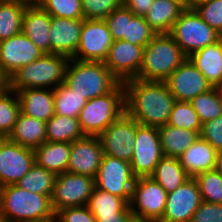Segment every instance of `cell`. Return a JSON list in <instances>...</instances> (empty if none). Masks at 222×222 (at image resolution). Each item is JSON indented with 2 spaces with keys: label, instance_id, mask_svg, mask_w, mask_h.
<instances>
[{
  "label": "cell",
  "instance_id": "10",
  "mask_svg": "<svg viewBox=\"0 0 222 222\" xmlns=\"http://www.w3.org/2000/svg\"><path fill=\"white\" fill-rule=\"evenodd\" d=\"M136 178L129 162L103 155L95 177V187L119 196L129 204Z\"/></svg>",
  "mask_w": 222,
  "mask_h": 222
},
{
  "label": "cell",
  "instance_id": "32",
  "mask_svg": "<svg viewBox=\"0 0 222 222\" xmlns=\"http://www.w3.org/2000/svg\"><path fill=\"white\" fill-rule=\"evenodd\" d=\"M83 136L78 118L55 114L46 122V141L48 142L72 143Z\"/></svg>",
  "mask_w": 222,
  "mask_h": 222
},
{
  "label": "cell",
  "instance_id": "36",
  "mask_svg": "<svg viewBox=\"0 0 222 222\" xmlns=\"http://www.w3.org/2000/svg\"><path fill=\"white\" fill-rule=\"evenodd\" d=\"M190 103L202 123L222 115V99L216 87L197 95Z\"/></svg>",
  "mask_w": 222,
  "mask_h": 222
},
{
  "label": "cell",
  "instance_id": "13",
  "mask_svg": "<svg viewBox=\"0 0 222 222\" xmlns=\"http://www.w3.org/2000/svg\"><path fill=\"white\" fill-rule=\"evenodd\" d=\"M163 156L158 128L137 122L134 153L130 161L133 174L136 177H149Z\"/></svg>",
  "mask_w": 222,
  "mask_h": 222
},
{
  "label": "cell",
  "instance_id": "1",
  "mask_svg": "<svg viewBox=\"0 0 222 222\" xmlns=\"http://www.w3.org/2000/svg\"><path fill=\"white\" fill-rule=\"evenodd\" d=\"M125 112L140 125L160 127L168 124L176 102L165 81H145L138 78L123 82Z\"/></svg>",
  "mask_w": 222,
  "mask_h": 222
},
{
  "label": "cell",
  "instance_id": "40",
  "mask_svg": "<svg viewBox=\"0 0 222 222\" xmlns=\"http://www.w3.org/2000/svg\"><path fill=\"white\" fill-rule=\"evenodd\" d=\"M50 16L84 19L81 0H39L37 2Z\"/></svg>",
  "mask_w": 222,
  "mask_h": 222
},
{
  "label": "cell",
  "instance_id": "14",
  "mask_svg": "<svg viewBox=\"0 0 222 222\" xmlns=\"http://www.w3.org/2000/svg\"><path fill=\"white\" fill-rule=\"evenodd\" d=\"M113 39L105 20L83 19L80 42L72 59L104 62Z\"/></svg>",
  "mask_w": 222,
  "mask_h": 222
},
{
  "label": "cell",
  "instance_id": "51",
  "mask_svg": "<svg viewBox=\"0 0 222 222\" xmlns=\"http://www.w3.org/2000/svg\"><path fill=\"white\" fill-rule=\"evenodd\" d=\"M133 222H159V221L135 218Z\"/></svg>",
  "mask_w": 222,
  "mask_h": 222
},
{
  "label": "cell",
  "instance_id": "12",
  "mask_svg": "<svg viewBox=\"0 0 222 222\" xmlns=\"http://www.w3.org/2000/svg\"><path fill=\"white\" fill-rule=\"evenodd\" d=\"M137 121L124 112L100 135L104 155L130 163L136 139Z\"/></svg>",
  "mask_w": 222,
  "mask_h": 222
},
{
  "label": "cell",
  "instance_id": "2",
  "mask_svg": "<svg viewBox=\"0 0 222 222\" xmlns=\"http://www.w3.org/2000/svg\"><path fill=\"white\" fill-rule=\"evenodd\" d=\"M0 216L2 222L55 221L51 197L26 191L17 184L0 187Z\"/></svg>",
  "mask_w": 222,
  "mask_h": 222
},
{
  "label": "cell",
  "instance_id": "9",
  "mask_svg": "<svg viewBox=\"0 0 222 222\" xmlns=\"http://www.w3.org/2000/svg\"><path fill=\"white\" fill-rule=\"evenodd\" d=\"M167 194L150 176L137 177L132 187L130 210L136 218L160 221Z\"/></svg>",
  "mask_w": 222,
  "mask_h": 222
},
{
  "label": "cell",
  "instance_id": "11",
  "mask_svg": "<svg viewBox=\"0 0 222 222\" xmlns=\"http://www.w3.org/2000/svg\"><path fill=\"white\" fill-rule=\"evenodd\" d=\"M113 41L124 40L145 47L157 34L144 16L134 15L123 5L113 10L105 19Z\"/></svg>",
  "mask_w": 222,
  "mask_h": 222
},
{
  "label": "cell",
  "instance_id": "17",
  "mask_svg": "<svg viewBox=\"0 0 222 222\" xmlns=\"http://www.w3.org/2000/svg\"><path fill=\"white\" fill-rule=\"evenodd\" d=\"M176 101L190 102L197 95L212 89V85L187 58L165 80Z\"/></svg>",
  "mask_w": 222,
  "mask_h": 222
},
{
  "label": "cell",
  "instance_id": "50",
  "mask_svg": "<svg viewBox=\"0 0 222 222\" xmlns=\"http://www.w3.org/2000/svg\"><path fill=\"white\" fill-rule=\"evenodd\" d=\"M215 171H217L222 176V150L218 151L217 153V159L215 162Z\"/></svg>",
  "mask_w": 222,
  "mask_h": 222
},
{
  "label": "cell",
  "instance_id": "8",
  "mask_svg": "<svg viewBox=\"0 0 222 222\" xmlns=\"http://www.w3.org/2000/svg\"><path fill=\"white\" fill-rule=\"evenodd\" d=\"M95 188V178L64 172L56 175L51 204L54 212L88 204Z\"/></svg>",
  "mask_w": 222,
  "mask_h": 222
},
{
  "label": "cell",
  "instance_id": "24",
  "mask_svg": "<svg viewBox=\"0 0 222 222\" xmlns=\"http://www.w3.org/2000/svg\"><path fill=\"white\" fill-rule=\"evenodd\" d=\"M188 59L212 87L222 83V37L217 42L192 53Z\"/></svg>",
  "mask_w": 222,
  "mask_h": 222
},
{
  "label": "cell",
  "instance_id": "49",
  "mask_svg": "<svg viewBox=\"0 0 222 222\" xmlns=\"http://www.w3.org/2000/svg\"><path fill=\"white\" fill-rule=\"evenodd\" d=\"M209 0H182L183 6L187 10H194L198 6L207 3Z\"/></svg>",
  "mask_w": 222,
  "mask_h": 222
},
{
  "label": "cell",
  "instance_id": "20",
  "mask_svg": "<svg viewBox=\"0 0 222 222\" xmlns=\"http://www.w3.org/2000/svg\"><path fill=\"white\" fill-rule=\"evenodd\" d=\"M144 47L124 40L113 41L104 64L120 80L136 78L142 63Z\"/></svg>",
  "mask_w": 222,
  "mask_h": 222
},
{
  "label": "cell",
  "instance_id": "16",
  "mask_svg": "<svg viewBox=\"0 0 222 222\" xmlns=\"http://www.w3.org/2000/svg\"><path fill=\"white\" fill-rule=\"evenodd\" d=\"M202 201L197 182L190 177L175 191L167 194L165 210L159 222H191Z\"/></svg>",
  "mask_w": 222,
  "mask_h": 222
},
{
  "label": "cell",
  "instance_id": "27",
  "mask_svg": "<svg viewBox=\"0 0 222 222\" xmlns=\"http://www.w3.org/2000/svg\"><path fill=\"white\" fill-rule=\"evenodd\" d=\"M7 138L23 147L35 150L46 141V122L20 112Z\"/></svg>",
  "mask_w": 222,
  "mask_h": 222
},
{
  "label": "cell",
  "instance_id": "39",
  "mask_svg": "<svg viewBox=\"0 0 222 222\" xmlns=\"http://www.w3.org/2000/svg\"><path fill=\"white\" fill-rule=\"evenodd\" d=\"M203 201L222 204V176L215 170L194 176Z\"/></svg>",
  "mask_w": 222,
  "mask_h": 222
},
{
  "label": "cell",
  "instance_id": "44",
  "mask_svg": "<svg viewBox=\"0 0 222 222\" xmlns=\"http://www.w3.org/2000/svg\"><path fill=\"white\" fill-rule=\"evenodd\" d=\"M55 222H96L87 205L60 209L55 213Z\"/></svg>",
  "mask_w": 222,
  "mask_h": 222
},
{
  "label": "cell",
  "instance_id": "48",
  "mask_svg": "<svg viewBox=\"0 0 222 222\" xmlns=\"http://www.w3.org/2000/svg\"><path fill=\"white\" fill-rule=\"evenodd\" d=\"M10 89V77L4 72L0 66V95L6 93Z\"/></svg>",
  "mask_w": 222,
  "mask_h": 222
},
{
  "label": "cell",
  "instance_id": "45",
  "mask_svg": "<svg viewBox=\"0 0 222 222\" xmlns=\"http://www.w3.org/2000/svg\"><path fill=\"white\" fill-rule=\"evenodd\" d=\"M191 222H222V204L202 201Z\"/></svg>",
  "mask_w": 222,
  "mask_h": 222
},
{
  "label": "cell",
  "instance_id": "4",
  "mask_svg": "<svg viewBox=\"0 0 222 222\" xmlns=\"http://www.w3.org/2000/svg\"><path fill=\"white\" fill-rule=\"evenodd\" d=\"M64 83L87 101L114 90L121 82L104 62L70 59Z\"/></svg>",
  "mask_w": 222,
  "mask_h": 222
},
{
  "label": "cell",
  "instance_id": "30",
  "mask_svg": "<svg viewBox=\"0 0 222 222\" xmlns=\"http://www.w3.org/2000/svg\"><path fill=\"white\" fill-rule=\"evenodd\" d=\"M150 177L167 193L175 191L190 178L178 158L166 156L160 159Z\"/></svg>",
  "mask_w": 222,
  "mask_h": 222
},
{
  "label": "cell",
  "instance_id": "28",
  "mask_svg": "<svg viewBox=\"0 0 222 222\" xmlns=\"http://www.w3.org/2000/svg\"><path fill=\"white\" fill-rule=\"evenodd\" d=\"M71 143L45 141L35 150V163L56 175L67 172Z\"/></svg>",
  "mask_w": 222,
  "mask_h": 222
},
{
  "label": "cell",
  "instance_id": "18",
  "mask_svg": "<svg viewBox=\"0 0 222 222\" xmlns=\"http://www.w3.org/2000/svg\"><path fill=\"white\" fill-rule=\"evenodd\" d=\"M103 155L99 136L84 135L71 143L67 172L95 178Z\"/></svg>",
  "mask_w": 222,
  "mask_h": 222
},
{
  "label": "cell",
  "instance_id": "29",
  "mask_svg": "<svg viewBox=\"0 0 222 222\" xmlns=\"http://www.w3.org/2000/svg\"><path fill=\"white\" fill-rule=\"evenodd\" d=\"M163 155L179 158L200 135L187 129L173 127L168 124L158 127Z\"/></svg>",
  "mask_w": 222,
  "mask_h": 222
},
{
  "label": "cell",
  "instance_id": "42",
  "mask_svg": "<svg viewBox=\"0 0 222 222\" xmlns=\"http://www.w3.org/2000/svg\"><path fill=\"white\" fill-rule=\"evenodd\" d=\"M194 10L210 27L222 36V0H209Z\"/></svg>",
  "mask_w": 222,
  "mask_h": 222
},
{
  "label": "cell",
  "instance_id": "41",
  "mask_svg": "<svg viewBox=\"0 0 222 222\" xmlns=\"http://www.w3.org/2000/svg\"><path fill=\"white\" fill-rule=\"evenodd\" d=\"M84 19L104 20L122 6V0H81Z\"/></svg>",
  "mask_w": 222,
  "mask_h": 222
},
{
  "label": "cell",
  "instance_id": "23",
  "mask_svg": "<svg viewBox=\"0 0 222 222\" xmlns=\"http://www.w3.org/2000/svg\"><path fill=\"white\" fill-rule=\"evenodd\" d=\"M20 102V112L47 122L55 115L53 89L31 88L15 91Z\"/></svg>",
  "mask_w": 222,
  "mask_h": 222
},
{
  "label": "cell",
  "instance_id": "7",
  "mask_svg": "<svg viewBox=\"0 0 222 222\" xmlns=\"http://www.w3.org/2000/svg\"><path fill=\"white\" fill-rule=\"evenodd\" d=\"M169 34L187 57L222 37L195 10L187 9L181 13Z\"/></svg>",
  "mask_w": 222,
  "mask_h": 222
},
{
  "label": "cell",
  "instance_id": "33",
  "mask_svg": "<svg viewBox=\"0 0 222 222\" xmlns=\"http://www.w3.org/2000/svg\"><path fill=\"white\" fill-rule=\"evenodd\" d=\"M94 216H115V214H133L129 204L121 197L107 191L94 188L87 204Z\"/></svg>",
  "mask_w": 222,
  "mask_h": 222
},
{
  "label": "cell",
  "instance_id": "43",
  "mask_svg": "<svg viewBox=\"0 0 222 222\" xmlns=\"http://www.w3.org/2000/svg\"><path fill=\"white\" fill-rule=\"evenodd\" d=\"M200 138L207 141L217 152L222 150V115L202 123Z\"/></svg>",
  "mask_w": 222,
  "mask_h": 222
},
{
  "label": "cell",
  "instance_id": "34",
  "mask_svg": "<svg viewBox=\"0 0 222 222\" xmlns=\"http://www.w3.org/2000/svg\"><path fill=\"white\" fill-rule=\"evenodd\" d=\"M55 114L78 118L87 100L64 82L53 89Z\"/></svg>",
  "mask_w": 222,
  "mask_h": 222
},
{
  "label": "cell",
  "instance_id": "47",
  "mask_svg": "<svg viewBox=\"0 0 222 222\" xmlns=\"http://www.w3.org/2000/svg\"><path fill=\"white\" fill-rule=\"evenodd\" d=\"M96 222H133V214H115V216H94Z\"/></svg>",
  "mask_w": 222,
  "mask_h": 222
},
{
  "label": "cell",
  "instance_id": "25",
  "mask_svg": "<svg viewBox=\"0 0 222 222\" xmlns=\"http://www.w3.org/2000/svg\"><path fill=\"white\" fill-rule=\"evenodd\" d=\"M217 151L199 137L178 159L190 177L212 171L215 168Z\"/></svg>",
  "mask_w": 222,
  "mask_h": 222
},
{
  "label": "cell",
  "instance_id": "21",
  "mask_svg": "<svg viewBox=\"0 0 222 222\" xmlns=\"http://www.w3.org/2000/svg\"><path fill=\"white\" fill-rule=\"evenodd\" d=\"M83 19L57 18L51 16L49 38L51 54H61L72 58L80 42Z\"/></svg>",
  "mask_w": 222,
  "mask_h": 222
},
{
  "label": "cell",
  "instance_id": "52",
  "mask_svg": "<svg viewBox=\"0 0 222 222\" xmlns=\"http://www.w3.org/2000/svg\"><path fill=\"white\" fill-rule=\"evenodd\" d=\"M219 92L220 98L222 99V83L216 87Z\"/></svg>",
  "mask_w": 222,
  "mask_h": 222
},
{
  "label": "cell",
  "instance_id": "37",
  "mask_svg": "<svg viewBox=\"0 0 222 222\" xmlns=\"http://www.w3.org/2000/svg\"><path fill=\"white\" fill-rule=\"evenodd\" d=\"M20 113V102L15 91L9 89L0 95V138L12 132Z\"/></svg>",
  "mask_w": 222,
  "mask_h": 222
},
{
  "label": "cell",
  "instance_id": "46",
  "mask_svg": "<svg viewBox=\"0 0 222 222\" xmlns=\"http://www.w3.org/2000/svg\"><path fill=\"white\" fill-rule=\"evenodd\" d=\"M153 0H123L122 5L134 15L144 16L150 8Z\"/></svg>",
  "mask_w": 222,
  "mask_h": 222
},
{
  "label": "cell",
  "instance_id": "5",
  "mask_svg": "<svg viewBox=\"0 0 222 222\" xmlns=\"http://www.w3.org/2000/svg\"><path fill=\"white\" fill-rule=\"evenodd\" d=\"M70 57L61 54H43L34 62L19 68L10 76V89H54L62 84Z\"/></svg>",
  "mask_w": 222,
  "mask_h": 222
},
{
  "label": "cell",
  "instance_id": "53",
  "mask_svg": "<svg viewBox=\"0 0 222 222\" xmlns=\"http://www.w3.org/2000/svg\"><path fill=\"white\" fill-rule=\"evenodd\" d=\"M24 1H26L28 3H37L39 0H24Z\"/></svg>",
  "mask_w": 222,
  "mask_h": 222
},
{
  "label": "cell",
  "instance_id": "35",
  "mask_svg": "<svg viewBox=\"0 0 222 222\" xmlns=\"http://www.w3.org/2000/svg\"><path fill=\"white\" fill-rule=\"evenodd\" d=\"M55 179L56 174L54 172L35 163L17 185L26 191L51 197Z\"/></svg>",
  "mask_w": 222,
  "mask_h": 222
},
{
  "label": "cell",
  "instance_id": "15",
  "mask_svg": "<svg viewBox=\"0 0 222 222\" xmlns=\"http://www.w3.org/2000/svg\"><path fill=\"white\" fill-rule=\"evenodd\" d=\"M35 164L34 150L0 138V186L17 184Z\"/></svg>",
  "mask_w": 222,
  "mask_h": 222
},
{
  "label": "cell",
  "instance_id": "19",
  "mask_svg": "<svg viewBox=\"0 0 222 222\" xmlns=\"http://www.w3.org/2000/svg\"><path fill=\"white\" fill-rule=\"evenodd\" d=\"M43 54L23 32L0 41V66L9 77Z\"/></svg>",
  "mask_w": 222,
  "mask_h": 222
},
{
  "label": "cell",
  "instance_id": "6",
  "mask_svg": "<svg viewBox=\"0 0 222 222\" xmlns=\"http://www.w3.org/2000/svg\"><path fill=\"white\" fill-rule=\"evenodd\" d=\"M125 112V87L121 82L106 95L86 102L78 116L84 135L99 136Z\"/></svg>",
  "mask_w": 222,
  "mask_h": 222
},
{
  "label": "cell",
  "instance_id": "26",
  "mask_svg": "<svg viewBox=\"0 0 222 222\" xmlns=\"http://www.w3.org/2000/svg\"><path fill=\"white\" fill-rule=\"evenodd\" d=\"M184 10L182 0H153L144 18L157 34L169 33Z\"/></svg>",
  "mask_w": 222,
  "mask_h": 222
},
{
  "label": "cell",
  "instance_id": "3",
  "mask_svg": "<svg viewBox=\"0 0 222 222\" xmlns=\"http://www.w3.org/2000/svg\"><path fill=\"white\" fill-rule=\"evenodd\" d=\"M188 57L169 33L156 34L144 47L136 77L145 81H165Z\"/></svg>",
  "mask_w": 222,
  "mask_h": 222
},
{
  "label": "cell",
  "instance_id": "38",
  "mask_svg": "<svg viewBox=\"0 0 222 222\" xmlns=\"http://www.w3.org/2000/svg\"><path fill=\"white\" fill-rule=\"evenodd\" d=\"M168 125L200 134L202 122L190 102L176 101L171 110Z\"/></svg>",
  "mask_w": 222,
  "mask_h": 222
},
{
  "label": "cell",
  "instance_id": "22",
  "mask_svg": "<svg viewBox=\"0 0 222 222\" xmlns=\"http://www.w3.org/2000/svg\"><path fill=\"white\" fill-rule=\"evenodd\" d=\"M51 16L38 3H29L22 18V32L44 53L51 54Z\"/></svg>",
  "mask_w": 222,
  "mask_h": 222
},
{
  "label": "cell",
  "instance_id": "31",
  "mask_svg": "<svg viewBox=\"0 0 222 222\" xmlns=\"http://www.w3.org/2000/svg\"><path fill=\"white\" fill-rule=\"evenodd\" d=\"M24 0H3L0 4V41L22 32V18L26 6Z\"/></svg>",
  "mask_w": 222,
  "mask_h": 222
}]
</instances>
